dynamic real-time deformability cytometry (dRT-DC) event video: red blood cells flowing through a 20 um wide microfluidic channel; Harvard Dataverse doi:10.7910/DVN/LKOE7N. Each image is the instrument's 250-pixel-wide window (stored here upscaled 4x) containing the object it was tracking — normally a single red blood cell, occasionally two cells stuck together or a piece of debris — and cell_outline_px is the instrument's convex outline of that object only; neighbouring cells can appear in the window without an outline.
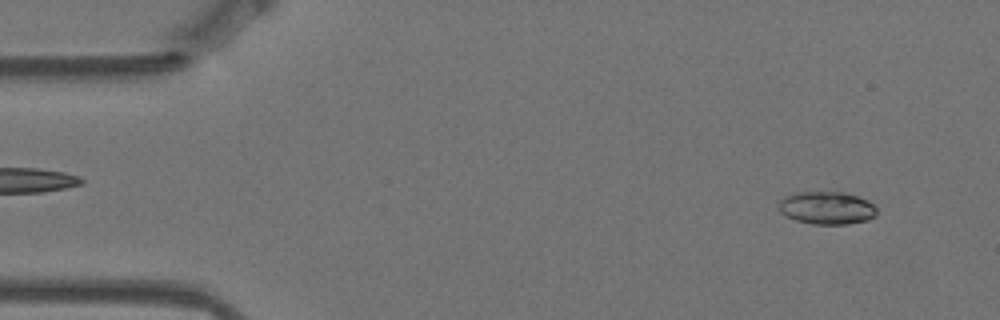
{"species": "Egyptian fruit bat (a non-hibernating species)", "species_latin": "Rousettus aegyptiacus", "temperature_condition": "warm", "stored_images_in_passage": 15, "camera_frame_rate_fps": 3000, "um_per_image_px": 0.085, "animal": {"sex": "female"}, "frame": {"image": 1, "passage_image": 4, "time_ms": 1.0, "image_size_px": [1000, 320], "cell_outline_px": [[876, 216], [868, 220], [848, 224], [812, 224], [796, 220], [780, 212], [780, 200], [784, 196], [792, 192], [844, 192], [868, 200], [876, 208]], "centroid_in_image_um": [70.29, 17.67], "position_along_channel_um": 14.7, "area_um2": 18.73}}
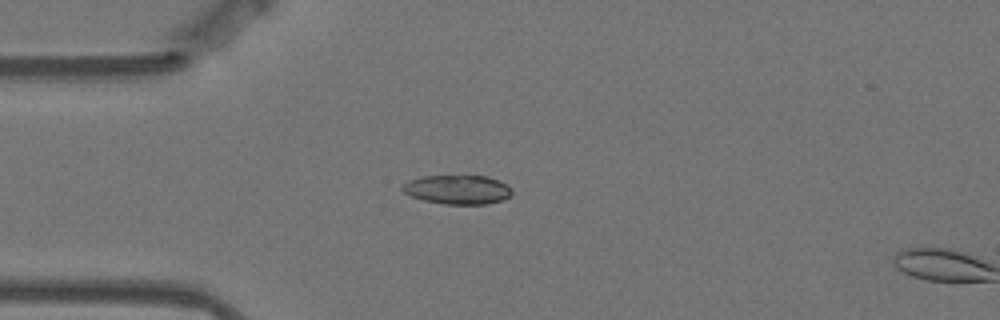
{"frame": {"image": 2, "passage_image": 14, "time_ms": 4.333, "image_size_px": [1000, 320], "cell_outline_px": [[512, 192], [508, 196], [500, 200], [488, 204], [444, 204], [424, 200], [412, 196], [404, 192], [400, 188], [408, 180], [420, 176], [488, 176], [512, 188]], "centroid_in_image_um": [38.85, 16.11], "position_along_channel_um": 46.1, "area_um2": 18.38}}